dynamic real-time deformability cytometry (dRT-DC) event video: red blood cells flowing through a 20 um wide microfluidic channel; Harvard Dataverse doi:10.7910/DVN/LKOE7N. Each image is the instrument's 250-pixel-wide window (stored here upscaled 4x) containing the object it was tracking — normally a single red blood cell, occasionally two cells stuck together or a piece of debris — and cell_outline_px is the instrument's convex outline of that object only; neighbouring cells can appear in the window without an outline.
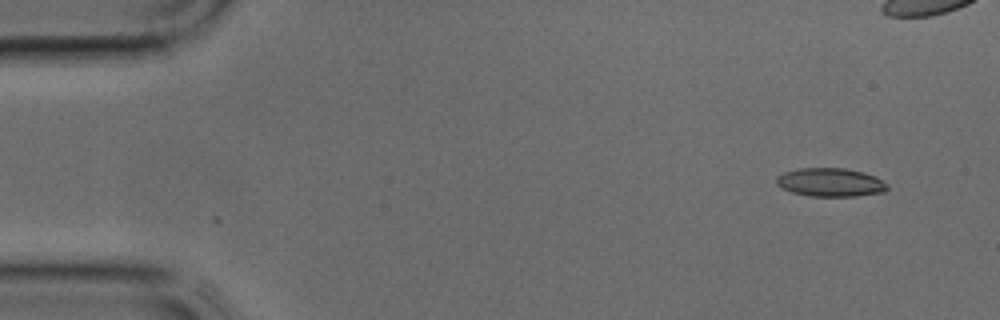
{"species": "common noctule bat (a hibernating species)", "species_latin": "Nyctalus noctula", "temperature_condition": "cold", "stored_images_in_passage": 37, "camera_frame_rate_fps": 3000, "um_per_image_px": 0.085, "animal": {"sex": "male", "body_mass_g": 17.9, "forearm_length_mm": 54.2}, "frame": {"image": 1, "passage_image": 1, "time_ms": 0.0, "image_size_px": [1000, 320], "cell_outline_px": [[888, 188], [884, 192], [856, 196], [808, 196], [792, 192], [776, 184], [776, 176], [784, 172], [800, 168], [844, 168], [864, 172], [876, 176], [888, 184]], "centroid_in_image_um": [70.6, 15.49], "position_along_channel_um": 14.4, "area_um2": 18.5}}
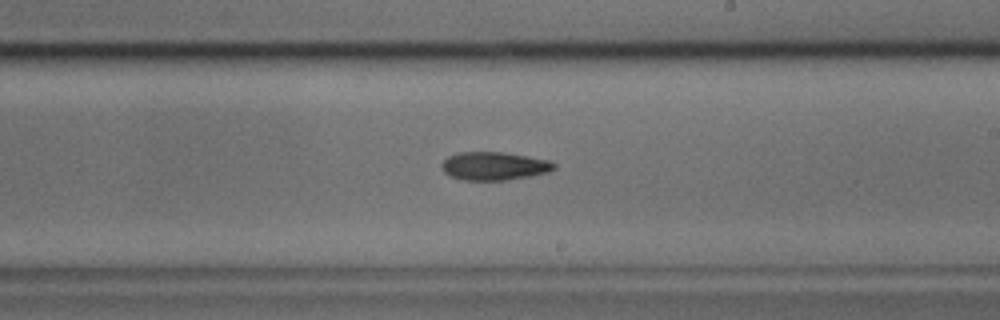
{"frame": {"image": 2, "passage_image": 20, "time_ms": 6.333, "image_size_px": [1000, 320], "cell_outline_px": [[556, 168], [548, 172], [508, 180], [464, 180], [452, 176], [444, 172], [440, 164], [448, 156], [456, 152], [504, 152], [552, 160], [556, 164]], "centroid_in_image_um": [42.02, 14.1], "position_along_channel_um": 247.0, "area_um2": 18.61}}
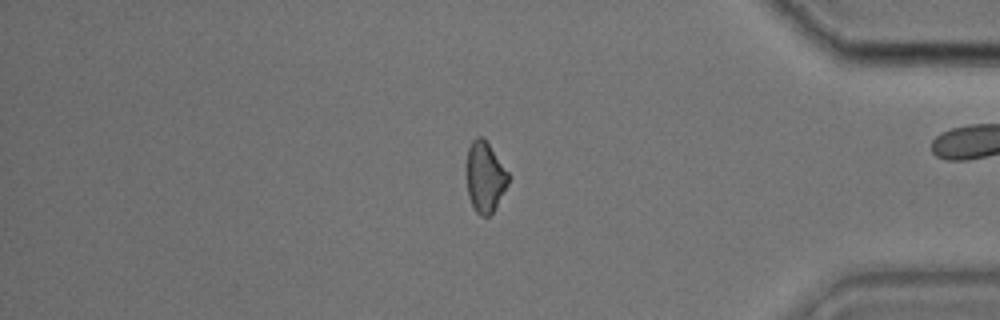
{"frame": {"image": 3, "passage_image": 30, "time_ms": 9.667, "image_size_px": [1000, 320], "cell_outline_px": [[508, 184], [492, 212], [488, 216], [480, 216], [476, 212], [468, 196], [468, 148], [472, 140], [476, 136], [484, 136], [508, 172]], "centroid_in_image_um": [41.23, 15.01], "position_along_channel_um": 394.0, "area_um2": 16.82}}